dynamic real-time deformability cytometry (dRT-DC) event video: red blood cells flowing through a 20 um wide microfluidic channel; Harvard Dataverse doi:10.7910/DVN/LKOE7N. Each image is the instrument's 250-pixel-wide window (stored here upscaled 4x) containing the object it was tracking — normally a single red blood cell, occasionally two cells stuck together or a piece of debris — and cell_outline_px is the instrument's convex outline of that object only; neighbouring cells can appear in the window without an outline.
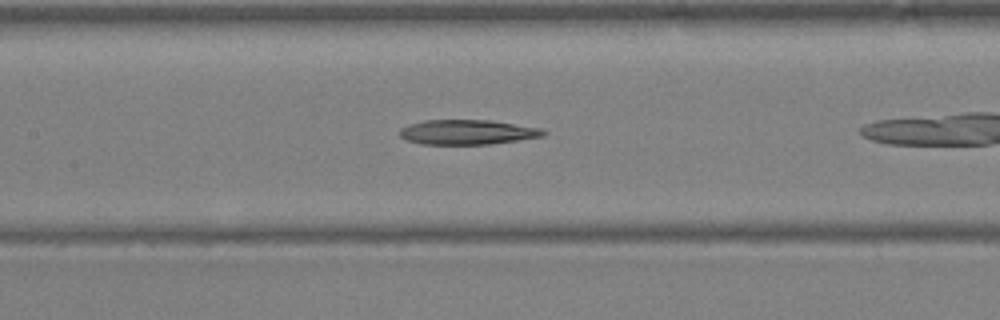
{"species": "Egyptian fruit bat (a non-hibernating species)", "species_latin": "Rousettus aegyptiacus", "temperature_condition": "warm", "stored_images_in_passage": 19, "camera_frame_rate_fps": 3000, "um_per_image_px": 0.085, "animal": {"sex": "female"}, "frame": {"image": 1, "passage_image": 6, "time_ms": 1.667, "image_size_px": [1000, 320], "cell_outline_px": [[548, 132], [544, 136], [488, 144], [420, 144], [408, 140], [400, 136], [400, 128], [408, 124], [424, 120], [488, 120], [544, 128]], "centroid_in_image_um": [39.74, 11.22], "position_along_channel_um": 167.7, "area_um2": 20.75}}
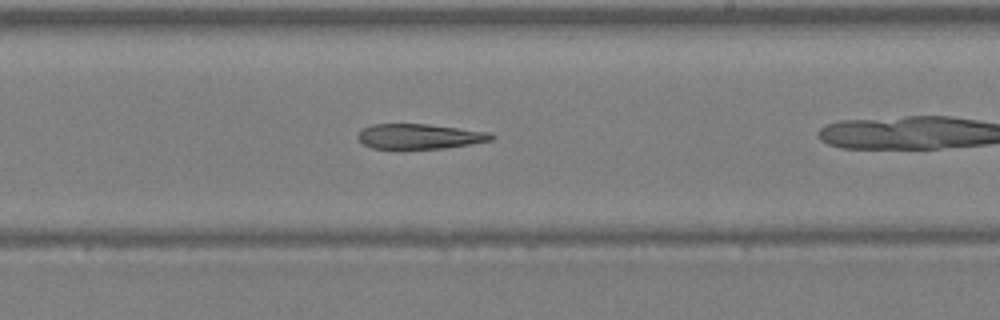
{"frame": {"image": 2, "passage_image": 11, "time_ms": 3.333, "image_size_px": [1000, 320], "cell_outline_px": [[496, 136], [492, 140], [472, 144], [444, 148], [404, 152], [372, 148], [364, 144], [356, 136], [364, 128], [372, 124], [428, 124], [492, 132]], "centroid_in_image_um": [35.67, 11.64], "position_along_channel_um": 253.3, "area_um2": 20.46}}